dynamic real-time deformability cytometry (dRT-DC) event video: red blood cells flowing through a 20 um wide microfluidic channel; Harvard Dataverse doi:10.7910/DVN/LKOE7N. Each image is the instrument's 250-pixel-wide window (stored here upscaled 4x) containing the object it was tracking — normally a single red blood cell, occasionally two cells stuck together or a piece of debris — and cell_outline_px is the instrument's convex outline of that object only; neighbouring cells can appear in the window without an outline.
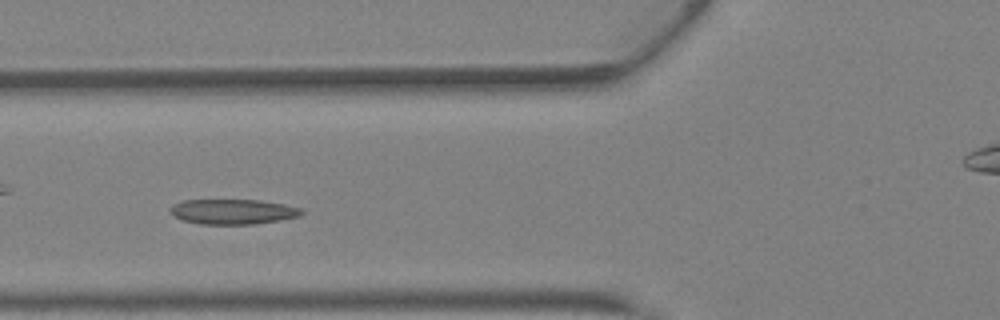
{"species": "Egyptian fruit bat (a non-hibernating species)", "species_latin": "Rousettus aegyptiacus", "temperature_condition": "warm", "stored_images_in_passage": 37, "camera_frame_rate_fps": 3000, "um_per_image_px": 0.085, "animal": {"sex": "female"}, "frame": {"image": 1, "passage_image": 10, "time_ms": 3.0, "image_size_px": [1000, 320], "cell_outline_px": [[304, 212], [300, 216], [280, 220], [252, 224], [200, 224], [184, 220], [172, 216], [168, 212], [168, 208], [172, 204], [184, 200], [260, 200], [284, 204], [300, 208]], "centroid_in_image_um": [19.75, 17.99], "position_along_channel_um": 106.1, "area_um2": 19.31}}
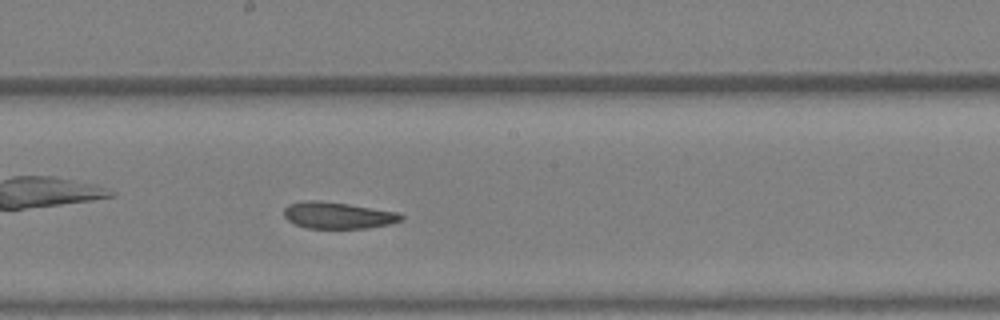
{"frame": {"image": 2, "passage_image": 17, "time_ms": 5.333, "image_size_px": [1000, 320], "cell_outline_px": [[404, 216], [400, 220], [388, 224], [368, 228], [308, 228], [296, 224], [288, 220], [284, 216], [284, 208], [288, 204], [304, 200], [320, 200], [348, 204], [396, 212]], "centroid_in_image_um": [28.66, 18.29], "position_along_channel_um": 219.5, "area_um2": 17.98}}
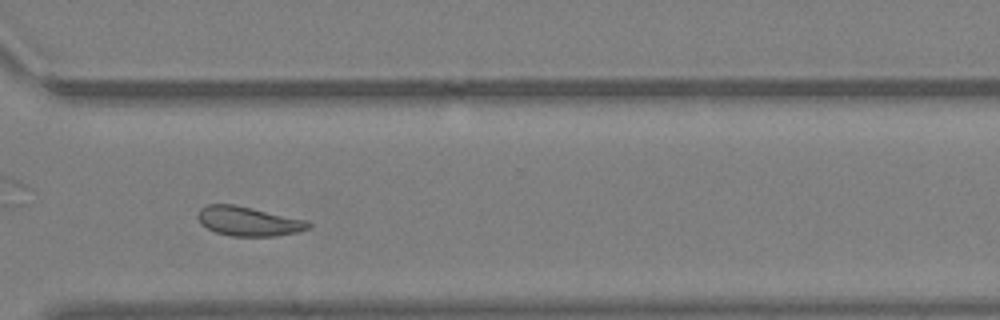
{"frame": {"image": 3, "passage_image": 25, "time_ms": 8.0, "image_size_px": [1000, 320], "cell_outline_px": [[312, 224], [308, 228], [300, 232], [276, 236], [232, 236], [216, 232], [200, 224], [196, 216], [200, 208], [208, 204], [232, 204], [308, 220]], "centroid_in_image_um": [21.12, 18.81], "position_along_channel_um": 349.5, "area_um2": 18.96}, "authors_computed_cell_mechanics": {"area_um2": 19.5942, "velocity_mm_per_s": 4.8713, "shape_relaxation_time_tau1_ms": null, "shape_relaxation_time_tau2_ms": 2.1588, "deformation_change_tau1": null, "deformation_change_tau2": 0.0657}}